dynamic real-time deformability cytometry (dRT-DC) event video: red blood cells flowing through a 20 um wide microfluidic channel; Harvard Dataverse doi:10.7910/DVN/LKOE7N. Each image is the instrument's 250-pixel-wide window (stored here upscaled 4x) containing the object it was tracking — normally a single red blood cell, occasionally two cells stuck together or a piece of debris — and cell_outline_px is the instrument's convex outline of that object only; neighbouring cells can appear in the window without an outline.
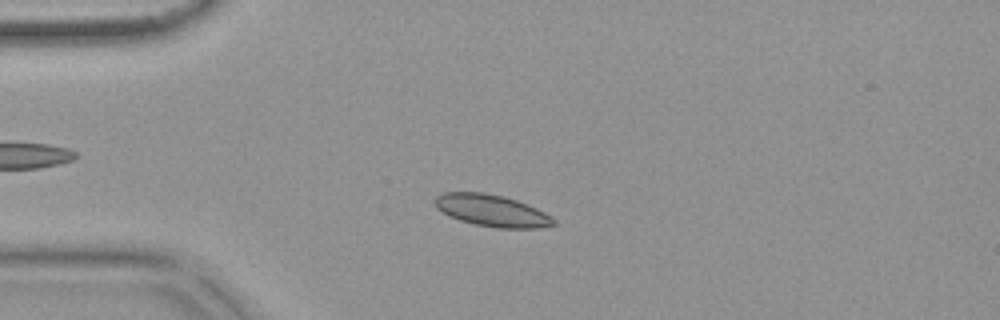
{"species": "common noctule bat (a hibernating species)", "species_latin": "Nyctalus noctula", "temperature_condition": "warm", "stored_images_in_passage": 52, "camera_frame_rate_fps": 3000, "um_per_image_px": 0.085, "animal": {"sex": "female", "body_mass_g": 18.4}, "frame": {"image": 1, "passage_image": 11, "time_ms": 3.333, "image_size_px": [1000, 320], "cell_outline_px": [[556, 224], [540, 228], [496, 228], [476, 224], [460, 220], [448, 216], [436, 208], [432, 200], [440, 192], [484, 192], [504, 196], [516, 200], [536, 208], [552, 216], [556, 220]], "centroid_in_image_um": [41.77, 17.89], "position_along_channel_um": 43.2, "area_um2": 22.25}}
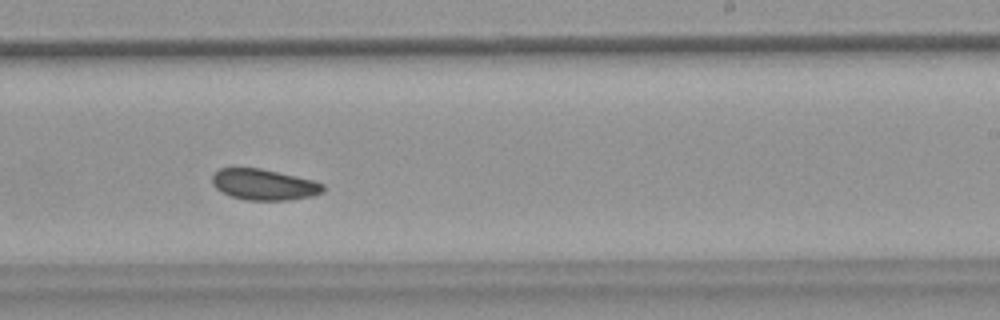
{"frame": {"image": 2, "passage_image": 31, "time_ms": 10.0, "image_size_px": [1000, 320], "cell_outline_px": [[324, 192], [312, 196], [292, 200], [244, 200], [220, 192], [212, 184], [212, 176], [220, 168], [260, 168], [296, 176], [312, 180], [324, 184]], "centroid_in_image_um": [22.44, 15.7], "position_along_channel_um": 266.6, "area_um2": 20.06}}
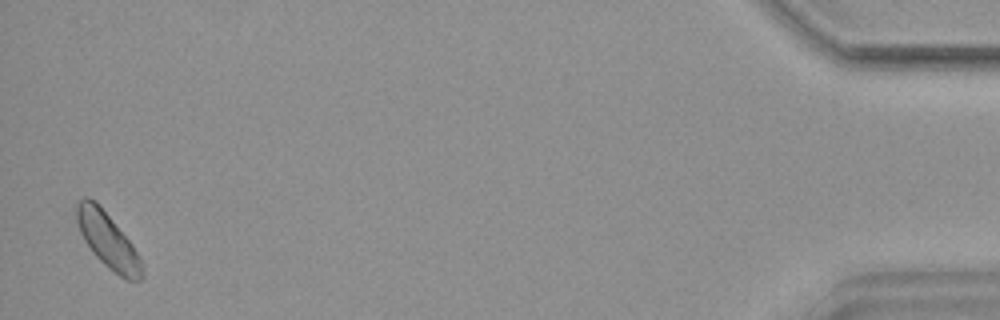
{"frame": {"image": 3, "passage_image": 51, "time_ms": 16.667, "image_size_px": [1000, 320], "cell_outline_px": [[144, 276], [140, 280], [128, 280], [120, 276], [108, 268], [92, 252], [84, 240], [80, 232], [76, 220], [76, 204], [84, 196], [88, 196], [96, 200], [100, 204], [132, 244], [140, 256], [144, 272]], "centroid_in_image_um": [9.16, 20.41], "position_along_channel_um": 426.0, "area_um2": 21.21}, "authors_computed_cell_mechanics": {"area_um2": 20.6346, "velocity_mm_per_s": 3.692, "shape_relaxation_time_tau1_ms": 2.5661, "shape_relaxation_time_tau2_ms": 6.8198, "deformation_change_tau1": 0.0526, "deformation_change_tau2": 0.056}}